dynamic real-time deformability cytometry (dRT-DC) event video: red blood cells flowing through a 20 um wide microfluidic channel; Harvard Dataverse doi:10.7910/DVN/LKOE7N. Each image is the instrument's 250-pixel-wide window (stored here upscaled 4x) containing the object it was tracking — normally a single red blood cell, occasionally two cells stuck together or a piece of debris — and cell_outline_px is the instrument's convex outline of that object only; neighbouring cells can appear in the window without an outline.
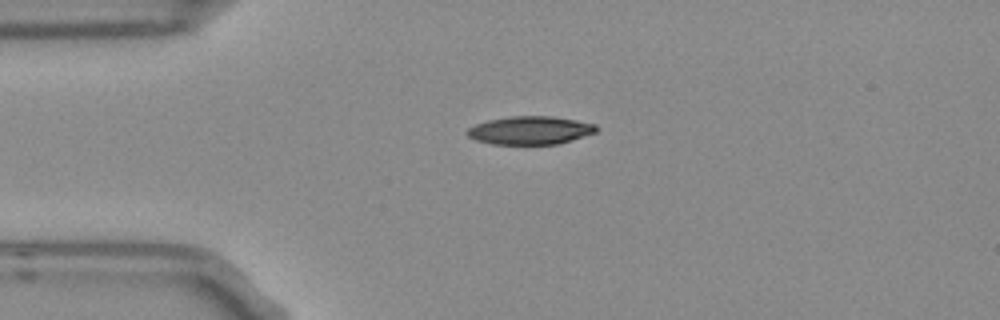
{"species": "Egyptian fruit bat (a non-hibernating species)", "species_latin": "Rousettus aegyptiacus", "temperature_condition": "room temperature", "stored_images_in_passage": 2, "camera_frame_rate_fps": 3000, "um_per_image_px": 0.085, "frame": {"image": 1, "passage_image": 1, "time_ms": 0.0, "image_size_px": [1000, 320], "cell_outline_px": [[600, 128], [596, 132], [556, 144], [492, 144], [476, 140], [468, 136], [464, 132], [468, 128], [476, 124], [488, 120], [512, 116], [552, 116], [576, 120], [596, 124]], "centroid_in_image_um": [45.05, 11.07], "position_along_channel_um": 39.9, "area_um2": 21.15}}